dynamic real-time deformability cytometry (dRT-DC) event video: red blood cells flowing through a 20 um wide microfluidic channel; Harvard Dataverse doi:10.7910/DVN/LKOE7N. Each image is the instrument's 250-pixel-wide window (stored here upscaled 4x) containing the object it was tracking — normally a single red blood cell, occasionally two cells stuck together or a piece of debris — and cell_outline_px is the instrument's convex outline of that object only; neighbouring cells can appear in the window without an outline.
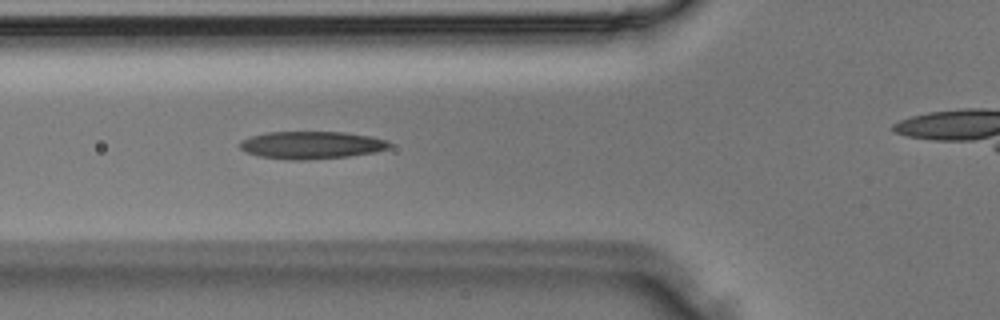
{"species": "Egyptian fruit bat (a non-hibernating species)", "species_latin": "Rousettus aegyptiacus", "temperature_condition": "room temperature", "stored_images_in_passage": 32, "camera_frame_rate_fps": 3000, "um_per_image_px": 0.085, "animal": {"sex": "male"}, "frame": {"image": 1, "passage_image": 13, "time_ms": 4.0, "image_size_px": [1000, 320], "cell_outline_px": [[392, 144], [388, 148], [376, 152], [348, 156], [304, 160], [292, 160], [260, 156], [248, 152], [240, 148], [240, 140], [252, 136], [268, 132], [344, 132], [372, 136], [388, 140]], "centroid_in_image_um": [26.52, 12.32], "position_along_channel_um": 99.3, "area_um2": 23.93}}
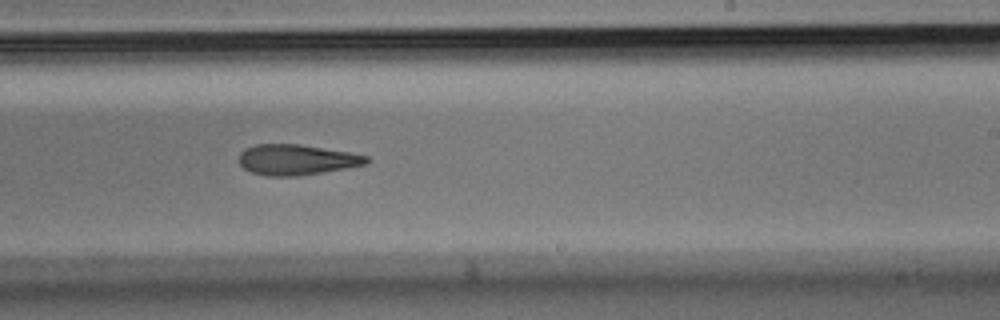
{"frame": {"image": 2, "passage_image": 22, "time_ms": 7.0, "image_size_px": [1000, 320], "cell_outline_px": [[372, 160], [368, 164], [296, 176], [268, 176], [252, 172], [244, 168], [240, 164], [240, 152], [244, 148], [256, 144], [300, 144], [348, 152], [368, 156]], "centroid_in_image_um": [25.21, 13.56], "position_along_channel_um": 263.8, "area_um2": 22.54}}
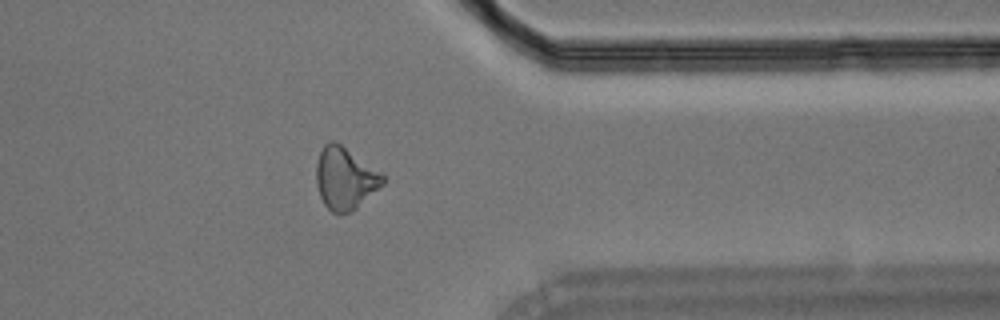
{"frame": {"image": 3, "passage_image": 29, "time_ms": 9.333, "image_size_px": [1000, 320], "cell_outline_px": [[384, 184], [352, 212], [340, 216], [336, 216], [324, 204], [320, 196], [316, 184], [316, 164], [320, 152], [324, 144], [328, 140], [332, 140], [340, 144], [384, 172]], "centroid_in_image_um": [29.34, 15.18], "position_along_channel_um": 382.1, "area_um2": 24.62}}